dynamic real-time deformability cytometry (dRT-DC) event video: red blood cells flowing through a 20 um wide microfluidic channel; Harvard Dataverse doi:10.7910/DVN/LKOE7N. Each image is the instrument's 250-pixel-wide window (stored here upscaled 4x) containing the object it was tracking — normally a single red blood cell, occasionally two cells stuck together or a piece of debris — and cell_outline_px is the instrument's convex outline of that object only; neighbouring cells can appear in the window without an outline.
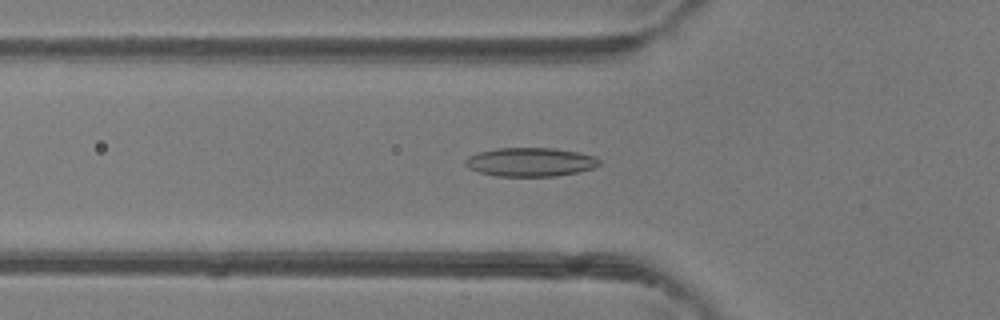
{"species": "common noctule bat (a hibernating species)", "species_latin": "Nyctalus noctula", "temperature_condition": "room temperature", "stored_images_in_passage": 47, "camera_frame_rate_fps": 3000, "um_per_image_px": 0.085, "animal": {"sex": "female"}, "frame": {"image": 1, "passage_image": 16, "time_ms": 5.0, "image_size_px": [1000, 320], "cell_outline_px": [[600, 164], [592, 168], [576, 172], [556, 176], [496, 176], [480, 172], [468, 168], [464, 164], [464, 160], [468, 156], [476, 152], [496, 148], [556, 148], [596, 156], [600, 160]], "centroid_in_image_um": [45.04, 13.76], "position_along_channel_um": 80.8, "area_um2": 22.54}}
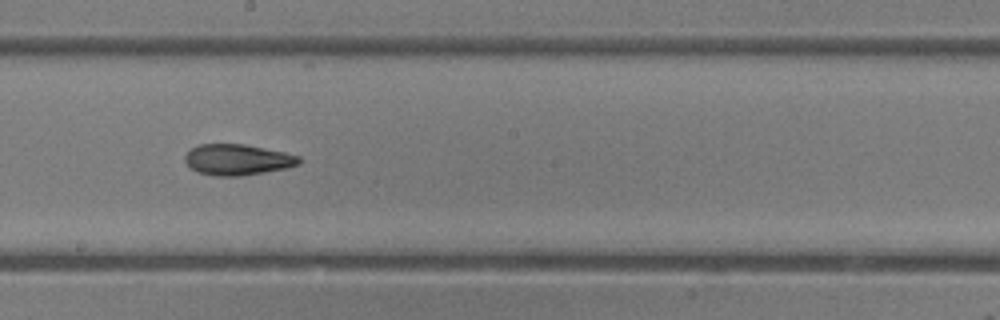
{"frame": {"image": 2, "passage_image": 26, "time_ms": 8.333, "image_size_px": [1000, 320], "cell_outline_px": [[300, 164], [284, 168], [264, 172], [240, 176], [216, 176], [196, 172], [184, 160], [184, 156], [192, 148], [200, 144], [244, 144], [284, 152], [300, 156]], "centroid_in_image_um": [20.17, 13.57], "position_along_channel_um": 228.0, "area_um2": 20.4}}
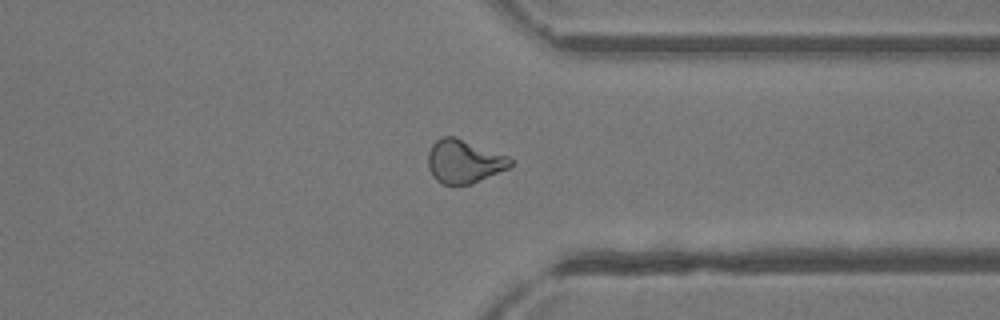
{"frame": {"image": 3, "passage_image": 36, "time_ms": 11.667, "image_size_px": [1000, 320], "cell_outline_px": [[512, 164], [508, 168], [468, 184], [444, 184], [436, 180], [432, 176], [428, 168], [428, 152], [432, 144], [440, 136], [452, 136], [508, 156], [512, 160]], "centroid_in_image_um": [39.39, 13.71], "position_along_channel_um": 372.0, "area_um2": 20.4}, "authors_computed_cell_mechanics": {"area_um2": 21.2704, "velocity_mm_per_s": 4.3947, "shape_relaxation_time_tau1_ms": null, "shape_relaxation_time_tau2_ms": 3.6808, "deformation_change_tau1": null, "deformation_change_tau2": 0.1105}}